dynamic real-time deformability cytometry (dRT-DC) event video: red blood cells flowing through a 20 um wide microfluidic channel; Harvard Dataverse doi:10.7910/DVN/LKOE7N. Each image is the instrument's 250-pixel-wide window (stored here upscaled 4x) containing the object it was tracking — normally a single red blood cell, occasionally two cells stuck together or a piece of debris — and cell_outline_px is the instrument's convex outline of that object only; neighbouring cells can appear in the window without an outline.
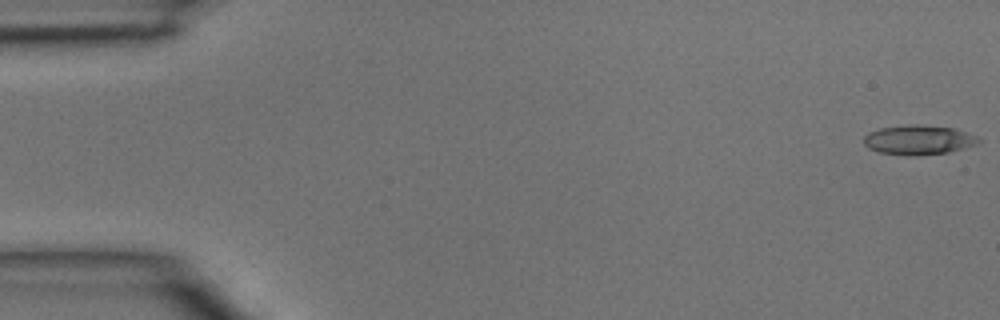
{"species": "common noctule bat (a hibernating species)", "species_latin": "Nyctalus noctula", "temperature_condition": "room temperature", "stored_images_in_passage": 5, "camera_frame_rate_fps": 3000, "um_per_image_px": 0.085, "animal": {"sex": "male", "body_mass_g": 15.6}, "frame": {"image": 1, "passage_image": 1, "time_ms": 0.0, "image_size_px": [1000, 320], "cell_outline_px": [[980, 144], [948, 152], [916, 156], [908, 156], [880, 152], [868, 148], [864, 144], [864, 136], [868, 132], [880, 128], [912, 124], [952, 128], [976, 136], [980, 140]], "centroid_in_image_um": [78.06, 11.9], "position_along_channel_um": 6.9, "area_um2": 19.65}}